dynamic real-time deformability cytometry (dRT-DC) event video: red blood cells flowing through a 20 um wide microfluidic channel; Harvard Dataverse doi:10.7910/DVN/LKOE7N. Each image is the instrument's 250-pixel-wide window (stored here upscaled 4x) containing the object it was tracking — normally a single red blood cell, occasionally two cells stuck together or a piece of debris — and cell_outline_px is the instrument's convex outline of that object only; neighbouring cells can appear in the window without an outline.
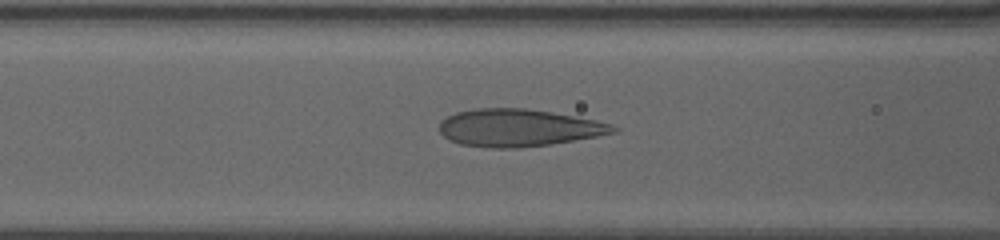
{"species": "human", "species_latin": "Homo sapiens", "temperature_condition": "warm", "stored_images_in_passage": 34, "camera_frame_rate_fps": 3000, "um_per_image_px": 0.085, "donor": {"sex": "female"}, "frame": {"image": 1, "passage_image": 6, "time_ms": 1.667, "image_size_px": [1000, 240], "cell_outline_px": [[620, 128], [616, 132], [596, 136], [552, 144], [516, 148], [488, 148], [460, 144], [448, 140], [440, 132], [440, 120], [456, 112], [476, 108], [524, 108], [552, 112], [596, 120], [612, 124]], "centroid_in_image_um": [44.06, 10.86], "position_along_channel_um": 122.5, "area_um2": 37.97}}
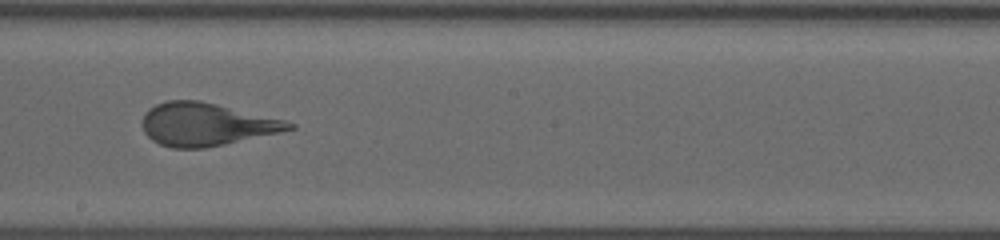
{"frame": {"image": 2, "passage_image": 15, "time_ms": 4.667, "image_size_px": [1000, 240], "cell_outline_px": [[296, 128], [280, 132], [224, 144], [204, 148], [172, 148], [160, 144], [152, 140], [144, 132], [144, 112], [148, 108], [156, 104], [168, 100], [200, 100], [284, 120], [296, 124]], "centroid_in_image_um": [17.51, 10.57], "position_along_channel_um": 230.7, "area_um2": 36.3}}
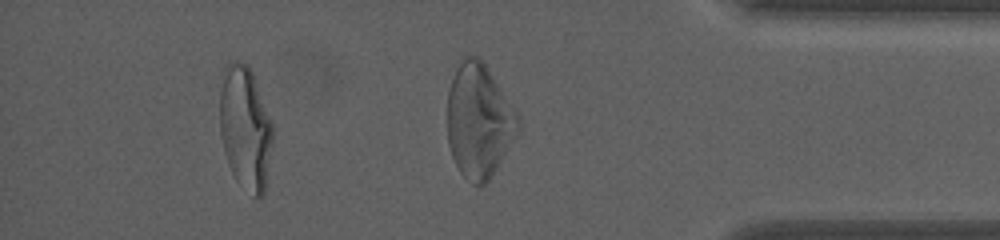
{"frame": {"image": 3, "passage_image": 30, "time_ms": 9.667, "image_size_px": [1000, 240], "cell_outline_px": [[272, 140], [264, 196], [256, 196], [236, 180], [228, 164], [224, 152], [220, 132], [220, 92], [228, 64], [232, 60], [236, 60], [248, 64], [252, 72], [272, 120]], "centroid_in_image_um": [20.85, 10.86], "position_along_channel_um": 414.3, "area_um2": 37.57}}